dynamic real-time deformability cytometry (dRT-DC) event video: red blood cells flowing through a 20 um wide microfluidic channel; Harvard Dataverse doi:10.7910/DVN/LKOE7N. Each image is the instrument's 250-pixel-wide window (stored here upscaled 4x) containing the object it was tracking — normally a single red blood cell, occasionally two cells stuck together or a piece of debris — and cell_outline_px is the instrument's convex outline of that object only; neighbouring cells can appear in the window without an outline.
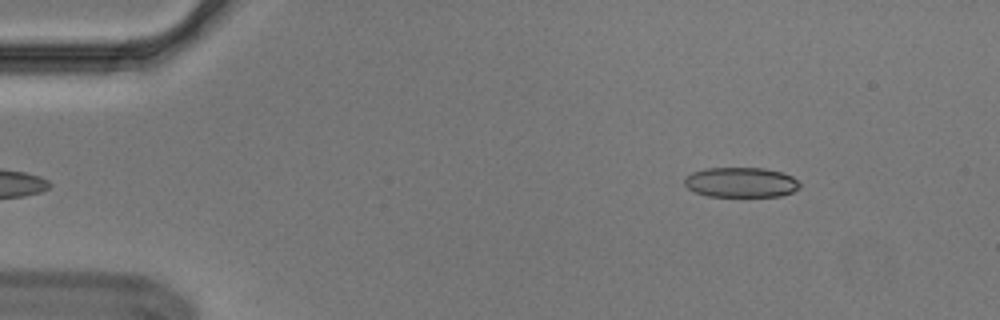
{"species": "Egyptian fruit bat (a non-hibernating species)", "species_latin": "Rousettus aegyptiacus", "temperature_condition": "cold", "stored_images_in_passage": 3, "camera_frame_rate_fps": 3000, "um_per_image_px": 0.085, "animal": {"sex": "male"}, "frame": {"image": 1, "passage_image": 3, "time_ms": 0.667, "image_size_px": [1000, 320], "cell_outline_px": [[800, 188], [792, 192], [780, 196], [708, 196], [696, 192], [688, 188], [684, 184], [684, 176], [692, 172], [704, 168], [764, 168], [780, 172], [792, 176], [800, 184]], "centroid_in_image_um": [62.95, 15.49], "position_along_channel_um": 22.0, "area_um2": 20.17}}